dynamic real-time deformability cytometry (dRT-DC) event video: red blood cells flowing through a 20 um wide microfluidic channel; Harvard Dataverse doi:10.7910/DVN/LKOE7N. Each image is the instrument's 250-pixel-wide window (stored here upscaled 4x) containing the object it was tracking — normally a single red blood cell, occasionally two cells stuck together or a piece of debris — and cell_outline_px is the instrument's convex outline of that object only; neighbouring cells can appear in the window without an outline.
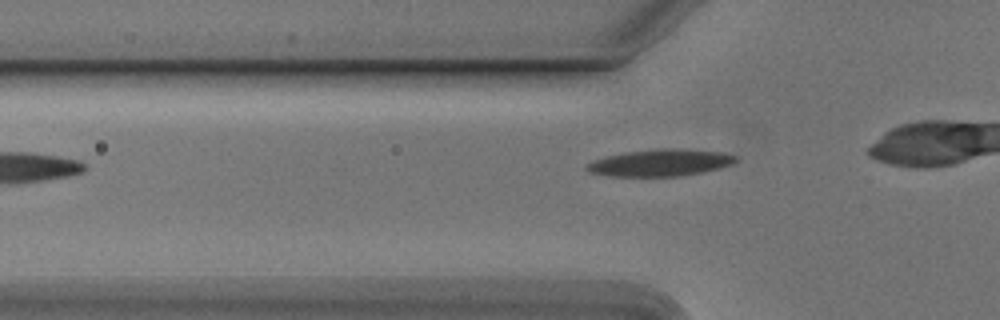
{"species": "Egyptian fruit bat (a non-hibernating species)", "species_latin": "Rousettus aegyptiacus", "temperature_condition": "cold", "stored_images_in_passage": 10, "camera_frame_rate_fps": 3000, "um_per_image_px": 0.085, "animal": {"sex": "male"}, "frame": {"image": 1, "passage_image": 4, "time_ms": 1.0, "image_size_px": [1000, 320], "cell_outline_px": [[736, 160], [732, 164], [720, 168], [704, 172], [680, 176], [608, 176], [588, 172], [584, 168], [588, 164], [596, 160], [608, 156], [624, 152], [660, 148], [676, 148], [720, 152], [736, 156]], "centroid_in_image_um": [56.12, 13.83], "position_along_channel_um": 69.7, "area_um2": 23.24}}